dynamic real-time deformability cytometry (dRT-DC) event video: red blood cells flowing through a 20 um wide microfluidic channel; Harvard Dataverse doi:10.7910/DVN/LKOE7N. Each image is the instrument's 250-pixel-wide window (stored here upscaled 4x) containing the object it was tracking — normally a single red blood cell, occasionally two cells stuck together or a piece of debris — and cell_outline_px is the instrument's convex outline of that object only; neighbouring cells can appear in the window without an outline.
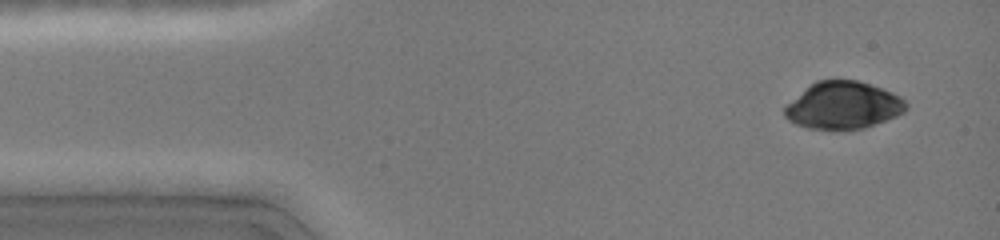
{"species": "common noctule bat (a hibernating species)", "species_latin": "Nyctalus noctula", "temperature_condition": "cold", "stored_images_in_passage": 93, "camera_frame_rate_fps": 3000, "um_per_image_px": 0.085, "animal": {"sex": "female", "body_mass_g": 19.0, "forearm_length_mm": 51.5}, "frame": {"image": 1, "passage_image": 4, "time_ms": 0.667, "image_size_px": [1000, 240], "cell_outline_px": [[908, 108], [904, 112], [896, 116], [864, 128], [808, 128], [796, 124], [788, 120], [784, 116], [784, 108], [788, 104], [816, 80], [856, 80], [892, 92], [900, 96], [908, 104]], "centroid_in_image_um": [71.69, 8.95], "position_along_channel_um": 13.3, "area_um2": 32.77}}